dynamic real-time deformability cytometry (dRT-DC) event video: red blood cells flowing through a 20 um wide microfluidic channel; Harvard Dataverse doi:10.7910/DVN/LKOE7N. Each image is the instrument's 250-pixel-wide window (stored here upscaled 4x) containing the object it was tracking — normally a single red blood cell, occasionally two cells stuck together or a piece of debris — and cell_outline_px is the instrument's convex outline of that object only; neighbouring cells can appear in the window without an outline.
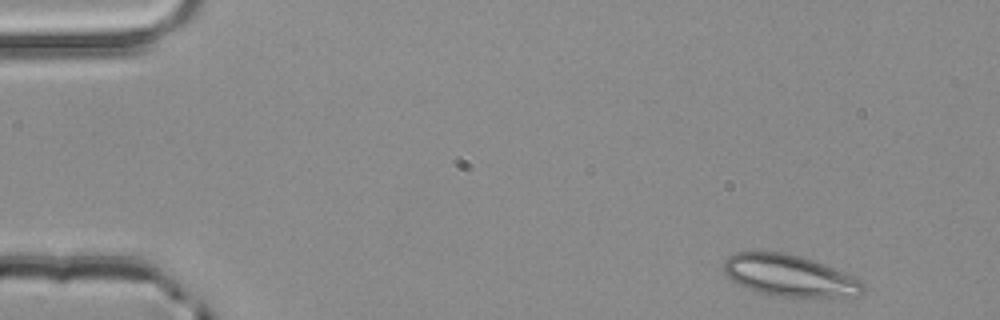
{"species": "common noctule bat (a hibernating species)", "species_latin": "Nyctalus noctula", "temperature_condition": "room temperature", "stored_images_in_passage": 3, "camera_frame_rate_fps": 3000, "um_per_image_px": 0.085, "animal": {"sex": "male", "body_mass_g": 20.4}, "frame": {"image": 1, "passage_image": 1, "time_ms": 0.0, "image_size_px": [1000, 320], "cell_outline_px": [[864, 288], [856, 296], [772, 296], [748, 288], [732, 280], [724, 272], [724, 260], [728, 256], [736, 252], [784, 252], [800, 256], [824, 264], [852, 276], [860, 280], [864, 284]], "centroid_in_image_um": [67.07, 23.41], "position_along_channel_um": 17.9, "area_um2": 33.12}}